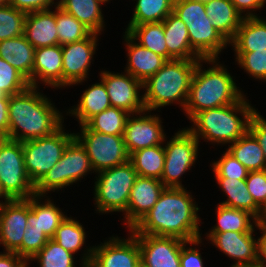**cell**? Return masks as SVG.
Returning a JSON list of instances; mask_svg holds the SVG:
<instances>
[{
	"mask_svg": "<svg viewBox=\"0 0 266 267\" xmlns=\"http://www.w3.org/2000/svg\"><path fill=\"white\" fill-rule=\"evenodd\" d=\"M5 139H6V136L0 133V145L4 142Z\"/></svg>",
	"mask_w": 266,
	"mask_h": 267,
	"instance_id": "cell-57",
	"label": "cell"
},
{
	"mask_svg": "<svg viewBox=\"0 0 266 267\" xmlns=\"http://www.w3.org/2000/svg\"><path fill=\"white\" fill-rule=\"evenodd\" d=\"M128 51V65L125 72L142 84L154 75L167 60L136 42L126 31L124 35Z\"/></svg>",
	"mask_w": 266,
	"mask_h": 267,
	"instance_id": "cell-22",
	"label": "cell"
},
{
	"mask_svg": "<svg viewBox=\"0 0 266 267\" xmlns=\"http://www.w3.org/2000/svg\"><path fill=\"white\" fill-rule=\"evenodd\" d=\"M168 60H201L191 48L186 23L171 12L163 21Z\"/></svg>",
	"mask_w": 266,
	"mask_h": 267,
	"instance_id": "cell-25",
	"label": "cell"
},
{
	"mask_svg": "<svg viewBox=\"0 0 266 267\" xmlns=\"http://www.w3.org/2000/svg\"><path fill=\"white\" fill-rule=\"evenodd\" d=\"M237 65L255 79L266 81V49L253 52H235Z\"/></svg>",
	"mask_w": 266,
	"mask_h": 267,
	"instance_id": "cell-43",
	"label": "cell"
},
{
	"mask_svg": "<svg viewBox=\"0 0 266 267\" xmlns=\"http://www.w3.org/2000/svg\"><path fill=\"white\" fill-rule=\"evenodd\" d=\"M0 57L19 70L32 87L35 47L24 35L0 41Z\"/></svg>",
	"mask_w": 266,
	"mask_h": 267,
	"instance_id": "cell-26",
	"label": "cell"
},
{
	"mask_svg": "<svg viewBox=\"0 0 266 267\" xmlns=\"http://www.w3.org/2000/svg\"><path fill=\"white\" fill-rule=\"evenodd\" d=\"M26 13L8 4L0 8V41L23 35Z\"/></svg>",
	"mask_w": 266,
	"mask_h": 267,
	"instance_id": "cell-41",
	"label": "cell"
},
{
	"mask_svg": "<svg viewBox=\"0 0 266 267\" xmlns=\"http://www.w3.org/2000/svg\"><path fill=\"white\" fill-rule=\"evenodd\" d=\"M81 134L74 133V138L85 149L96 173L129 160L123 135H107L92 131L86 124L80 126Z\"/></svg>",
	"mask_w": 266,
	"mask_h": 267,
	"instance_id": "cell-11",
	"label": "cell"
},
{
	"mask_svg": "<svg viewBox=\"0 0 266 267\" xmlns=\"http://www.w3.org/2000/svg\"><path fill=\"white\" fill-rule=\"evenodd\" d=\"M110 106L111 103L106 88L104 83L100 81L83 91L79 104L68 112L78 119L79 126H81Z\"/></svg>",
	"mask_w": 266,
	"mask_h": 267,
	"instance_id": "cell-30",
	"label": "cell"
},
{
	"mask_svg": "<svg viewBox=\"0 0 266 267\" xmlns=\"http://www.w3.org/2000/svg\"><path fill=\"white\" fill-rule=\"evenodd\" d=\"M191 192L185 188L165 187L144 218L129 232L176 237L184 241L201 238L198 211Z\"/></svg>",
	"mask_w": 266,
	"mask_h": 267,
	"instance_id": "cell-1",
	"label": "cell"
},
{
	"mask_svg": "<svg viewBox=\"0 0 266 267\" xmlns=\"http://www.w3.org/2000/svg\"><path fill=\"white\" fill-rule=\"evenodd\" d=\"M9 4L15 7L17 10L23 11L26 14L36 11L49 10L53 5H57L58 2L54 0H9Z\"/></svg>",
	"mask_w": 266,
	"mask_h": 267,
	"instance_id": "cell-49",
	"label": "cell"
},
{
	"mask_svg": "<svg viewBox=\"0 0 266 267\" xmlns=\"http://www.w3.org/2000/svg\"><path fill=\"white\" fill-rule=\"evenodd\" d=\"M149 111L130 114L127 118L123 139L129 155L137 150L166 143L163 122L159 115H146ZM146 113V114H145ZM139 117H138V116ZM142 115V116H141Z\"/></svg>",
	"mask_w": 266,
	"mask_h": 267,
	"instance_id": "cell-16",
	"label": "cell"
},
{
	"mask_svg": "<svg viewBox=\"0 0 266 267\" xmlns=\"http://www.w3.org/2000/svg\"><path fill=\"white\" fill-rule=\"evenodd\" d=\"M235 6L236 10L244 17H258L257 14H253L252 12L257 10H261L264 7L266 0H230ZM253 10V11H252Z\"/></svg>",
	"mask_w": 266,
	"mask_h": 267,
	"instance_id": "cell-50",
	"label": "cell"
},
{
	"mask_svg": "<svg viewBox=\"0 0 266 267\" xmlns=\"http://www.w3.org/2000/svg\"><path fill=\"white\" fill-rule=\"evenodd\" d=\"M256 228L260 230L257 238V263L258 267H266V221L257 220Z\"/></svg>",
	"mask_w": 266,
	"mask_h": 267,
	"instance_id": "cell-51",
	"label": "cell"
},
{
	"mask_svg": "<svg viewBox=\"0 0 266 267\" xmlns=\"http://www.w3.org/2000/svg\"><path fill=\"white\" fill-rule=\"evenodd\" d=\"M197 1H201V2H207V1H210V0H197Z\"/></svg>",
	"mask_w": 266,
	"mask_h": 267,
	"instance_id": "cell-59",
	"label": "cell"
},
{
	"mask_svg": "<svg viewBox=\"0 0 266 267\" xmlns=\"http://www.w3.org/2000/svg\"><path fill=\"white\" fill-rule=\"evenodd\" d=\"M58 44L65 45L87 38L92 32L72 15L56 6Z\"/></svg>",
	"mask_w": 266,
	"mask_h": 267,
	"instance_id": "cell-38",
	"label": "cell"
},
{
	"mask_svg": "<svg viewBox=\"0 0 266 267\" xmlns=\"http://www.w3.org/2000/svg\"><path fill=\"white\" fill-rule=\"evenodd\" d=\"M27 227V199L4 200L0 206V244L5 252H15Z\"/></svg>",
	"mask_w": 266,
	"mask_h": 267,
	"instance_id": "cell-18",
	"label": "cell"
},
{
	"mask_svg": "<svg viewBox=\"0 0 266 267\" xmlns=\"http://www.w3.org/2000/svg\"><path fill=\"white\" fill-rule=\"evenodd\" d=\"M202 243V238H198L192 241H185L182 244L181 255H180V267H204V262L201 257V253L198 251L199 249L187 247L186 245L191 244L194 246H198V244Z\"/></svg>",
	"mask_w": 266,
	"mask_h": 267,
	"instance_id": "cell-47",
	"label": "cell"
},
{
	"mask_svg": "<svg viewBox=\"0 0 266 267\" xmlns=\"http://www.w3.org/2000/svg\"><path fill=\"white\" fill-rule=\"evenodd\" d=\"M248 171H262L266 169L263 150L256 138L247 131L226 149Z\"/></svg>",
	"mask_w": 266,
	"mask_h": 267,
	"instance_id": "cell-32",
	"label": "cell"
},
{
	"mask_svg": "<svg viewBox=\"0 0 266 267\" xmlns=\"http://www.w3.org/2000/svg\"><path fill=\"white\" fill-rule=\"evenodd\" d=\"M105 0H60L57 6L84 24L92 33L101 34L104 16L101 5Z\"/></svg>",
	"mask_w": 266,
	"mask_h": 267,
	"instance_id": "cell-29",
	"label": "cell"
},
{
	"mask_svg": "<svg viewBox=\"0 0 266 267\" xmlns=\"http://www.w3.org/2000/svg\"><path fill=\"white\" fill-rule=\"evenodd\" d=\"M253 233L226 231L206 233V237L212 242L211 244L234 260L235 263L232 265H256L257 240Z\"/></svg>",
	"mask_w": 266,
	"mask_h": 267,
	"instance_id": "cell-20",
	"label": "cell"
},
{
	"mask_svg": "<svg viewBox=\"0 0 266 267\" xmlns=\"http://www.w3.org/2000/svg\"><path fill=\"white\" fill-rule=\"evenodd\" d=\"M247 101L244 95L237 103L200 111L187 129L198 140L203 138L218 145L234 143L249 130L250 119L257 111Z\"/></svg>",
	"mask_w": 266,
	"mask_h": 267,
	"instance_id": "cell-4",
	"label": "cell"
},
{
	"mask_svg": "<svg viewBox=\"0 0 266 267\" xmlns=\"http://www.w3.org/2000/svg\"><path fill=\"white\" fill-rule=\"evenodd\" d=\"M217 224L210 233H223L226 231L255 232L257 219L247 211L229 208L218 204L216 207ZM251 219L253 222H251Z\"/></svg>",
	"mask_w": 266,
	"mask_h": 267,
	"instance_id": "cell-34",
	"label": "cell"
},
{
	"mask_svg": "<svg viewBox=\"0 0 266 267\" xmlns=\"http://www.w3.org/2000/svg\"><path fill=\"white\" fill-rule=\"evenodd\" d=\"M129 161L138 176L160 180L165 165L164 146L159 144L137 150L129 155Z\"/></svg>",
	"mask_w": 266,
	"mask_h": 267,
	"instance_id": "cell-33",
	"label": "cell"
},
{
	"mask_svg": "<svg viewBox=\"0 0 266 267\" xmlns=\"http://www.w3.org/2000/svg\"><path fill=\"white\" fill-rule=\"evenodd\" d=\"M56 6L53 11L49 9L26 14L23 35L35 49L58 45Z\"/></svg>",
	"mask_w": 266,
	"mask_h": 267,
	"instance_id": "cell-23",
	"label": "cell"
},
{
	"mask_svg": "<svg viewBox=\"0 0 266 267\" xmlns=\"http://www.w3.org/2000/svg\"><path fill=\"white\" fill-rule=\"evenodd\" d=\"M199 60H168L143 83V103L149 113L171 104L187 103L191 81Z\"/></svg>",
	"mask_w": 266,
	"mask_h": 267,
	"instance_id": "cell-5",
	"label": "cell"
},
{
	"mask_svg": "<svg viewBox=\"0 0 266 267\" xmlns=\"http://www.w3.org/2000/svg\"><path fill=\"white\" fill-rule=\"evenodd\" d=\"M9 4V0H0V8Z\"/></svg>",
	"mask_w": 266,
	"mask_h": 267,
	"instance_id": "cell-55",
	"label": "cell"
},
{
	"mask_svg": "<svg viewBox=\"0 0 266 267\" xmlns=\"http://www.w3.org/2000/svg\"><path fill=\"white\" fill-rule=\"evenodd\" d=\"M129 115L130 113L123 109L110 106L92 117L86 125L95 132L107 135H123Z\"/></svg>",
	"mask_w": 266,
	"mask_h": 267,
	"instance_id": "cell-37",
	"label": "cell"
},
{
	"mask_svg": "<svg viewBox=\"0 0 266 267\" xmlns=\"http://www.w3.org/2000/svg\"><path fill=\"white\" fill-rule=\"evenodd\" d=\"M216 183L227 195V200L220 202V205L244 210L252 214L257 220H260L261 208L255 203L250 194L246 180H237L233 178H215Z\"/></svg>",
	"mask_w": 266,
	"mask_h": 267,
	"instance_id": "cell-31",
	"label": "cell"
},
{
	"mask_svg": "<svg viewBox=\"0 0 266 267\" xmlns=\"http://www.w3.org/2000/svg\"><path fill=\"white\" fill-rule=\"evenodd\" d=\"M74 254L65 250L53 239H49L46 245L30 261H37L39 267H76Z\"/></svg>",
	"mask_w": 266,
	"mask_h": 267,
	"instance_id": "cell-40",
	"label": "cell"
},
{
	"mask_svg": "<svg viewBox=\"0 0 266 267\" xmlns=\"http://www.w3.org/2000/svg\"><path fill=\"white\" fill-rule=\"evenodd\" d=\"M29 87L28 79L0 57V92L3 95L11 96L19 94Z\"/></svg>",
	"mask_w": 266,
	"mask_h": 267,
	"instance_id": "cell-42",
	"label": "cell"
},
{
	"mask_svg": "<svg viewBox=\"0 0 266 267\" xmlns=\"http://www.w3.org/2000/svg\"><path fill=\"white\" fill-rule=\"evenodd\" d=\"M128 26L162 22L174 8V0H135Z\"/></svg>",
	"mask_w": 266,
	"mask_h": 267,
	"instance_id": "cell-36",
	"label": "cell"
},
{
	"mask_svg": "<svg viewBox=\"0 0 266 267\" xmlns=\"http://www.w3.org/2000/svg\"><path fill=\"white\" fill-rule=\"evenodd\" d=\"M128 238L110 237L109 240L87 248L81 267H138L140 249L137 238L131 233Z\"/></svg>",
	"mask_w": 266,
	"mask_h": 267,
	"instance_id": "cell-13",
	"label": "cell"
},
{
	"mask_svg": "<svg viewBox=\"0 0 266 267\" xmlns=\"http://www.w3.org/2000/svg\"><path fill=\"white\" fill-rule=\"evenodd\" d=\"M140 249V262L144 267H180L182 244L176 237L133 234Z\"/></svg>",
	"mask_w": 266,
	"mask_h": 267,
	"instance_id": "cell-17",
	"label": "cell"
},
{
	"mask_svg": "<svg viewBox=\"0 0 266 267\" xmlns=\"http://www.w3.org/2000/svg\"><path fill=\"white\" fill-rule=\"evenodd\" d=\"M45 195H36L27 199V225L43 230L44 234L52 239L56 229L67 217L50 198L41 201ZM40 201V202H39ZM42 202V203H41Z\"/></svg>",
	"mask_w": 266,
	"mask_h": 267,
	"instance_id": "cell-24",
	"label": "cell"
},
{
	"mask_svg": "<svg viewBox=\"0 0 266 267\" xmlns=\"http://www.w3.org/2000/svg\"><path fill=\"white\" fill-rule=\"evenodd\" d=\"M230 267H258L257 265H231Z\"/></svg>",
	"mask_w": 266,
	"mask_h": 267,
	"instance_id": "cell-56",
	"label": "cell"
},
{
	"mask_svg": "<svg viewBox=\"0 0 266 267\" xmlns=\"http://www.w3.org/2000/svg\"><path fill=\"white\" fill-rule=\"evenodd\" d=\"M207 17L214 28L230 42L244 18L230 0H210L205 2Z\"/></svg>",
	"mask_w": 266,
	"mask_h": 267,
	"instance_id": "cell-27",
	"label": "cell"
},
{
	"mask_svg": "<svg viewBox=\"0 0 266 267\" xmlns=\"http://www.w3.org/2000/svg\"><path fill=\"white\" fill-rule=\"evenodd\" d=\"M0 267H30L28 263L15 252H0Z\"/></svg>",
	"mask_w": 266,
	"mask_h": 267,
	"instance_id": "cell-52",
	"label": "cell"
},
{
	"mask_svg": "<svg viewBox=\"0 0 266 267\" xmlns=\"http://www.w3.org/2000/svg\"><path fill=\"white\" fill-rule=\"evenodd\" d=\"M165 186L155 178L137 176L130 191L125 224L133 229L149 212L159 199Z\"/></svg>",
	"mask_w": 266,
	"mask_h": 267,
	"instance_id": "cell-19",
	"label": "cell"
},
{
	"mask_svg": "<svg viewBox=\"0 0 266 267\" xmlns=\"http://www.w3.org/2000/svg\"><path fill=\"white\" fill-rule=\"evenodd\" d=\"M235 52L266 49V19L244 17L234 38L229 42Z\"/></svg>",
	"mask_w": 266,
	"mask_h": 267,
	"instance_id": "cell-28",
	"label": "cell"
},
{
	"mask_svg": "<svg viewBox=\"0 0 266 267\" xmlns=\"http://www.w3.org/2000/svg\"><path fill=\"white\" fill-rule=\"evenodd\" d=\"M257 140L259 146L263 150L266 162V119L259 112H255L249 122L248 130Z\"/></svg>",
	"mask_w": 266,
	"mask_h": 267,
	"instance_id": "cell-48",
	"label": "cell"
},
{
	"mask_svg": "<svg viewBox=\"0 0 266 267\" xmlns=\"http://www.w3.org/2000/svg\"><path fill=\"white\" fill-rule=\"evenodd\" d=\"M94 185L96 211L99 213H126L130 191L134 185L137 172L127 162L98 172Z\"/></svg>",
	"mask_w": 266,
	"mask_h": 267,
	"instance_id": "cell-7",
	"label": "cell"
},
{
	"mask_svg": "<svg viewBox=\"0 0 266 267\" xmlns=\"http://www.w3.org/2000/svg\"><path fill=\"white\" fill-rule=\"evenodd\" d=\"M8 104H9V96L4 95L0 96V133L8 137Z\"/></svg>",
	"mask_w": 266,
	"mask_h": 267,
	"instance_id": "cell-53",
	"label": "cell"
},
{
	"mask_svg": "<svg viewBox=\"0 0 266 267\" xmlns=\"http://www.w3.org/2000/svg\"><path fill=\"white\" fill-rule=\"evenodd\" d=\"M52 239L65 250L75 254L84 246L86 233L84 227L78 220L72 219V217H66L56 229Z\"/></svg>",
	"mask_w": 266,
	"mask_h": 267,
	"instance_id": "cell-39",
	"label": "cell"
},
{
	"mask_svg": "<svg viewBox=\"0 0 266 267\" xmlns=\"http://www.w3.org/2000/svg\"><path fill=\"white\" fill-rule=\"evenodd\" d=\"M62 46L53 45L35 49L32 70V87L38 88L40 80L52 88L63 87Z\"/></svg>",
	"mask_w": 266,
	"mask_h": 267,
	"instance_id": "cell-21",
	"label": "cell"
},
{
	"mask_svg": "<svg viewBox=\"0 0 266 267\" xmlns=\"http://www.w3.org/2000/svg\"><path fill=\"white\" fill-rule=\"evenodd\" d=\"M0 198L2 199H4V200H7L5 197H4V195L1 193V191H0ZM4 202L2 201H0V206L3 204Z\"/></svg>",
	"mask_w": 266,
	"mask_h": 267,
	"instance_id": "cell-58",
	"label": "cell"
},
{
	"mask_svg": "<svg viewBox=\"0 0 266 267\" xmlns=\"http://www.w3.org/2000/svg\"><path fill=\"white\" fill-rule=\"evenodd\" d=\"M35 185L27 174L22 142L5 139L0 145V191L7 200L28 199Z\"/></svg>",
	"mask_w": 266,
	"mask_h": 267,
	"instance_id": "cell-10",
	"label": "cell"
},
{
	"mask_svg": "<svg viewBox=\"0 0 266 267\" xmlns=\"http://www.w3.org/2000/svg\"><path fill=\"white\" fill-rule=\"evenodd\" d=\"M172 137L164 146L165 165L160 181L165 187L184 188L180 179L194 166L200 140L186 128L179 130Z\"/></svg>",
	"mask_w": 266,
	"mask_h": 267,
	"instance_id": "cell-12",
	"label": "cell"
},
{
	"mask_svg": "<svg viewBox=\"0 0 266 267\" xmlns=\"http://www.w3.org/2000/svg\"><path fill=\"white\" fill-rule=\"evenodd\" d=\"M246 185L255 203L262 208L266 203V169L249 171Z\"/></svg>",
	"mask_w": 266,
	"mask_h": 267,
	"instance_id": "cell-46",
	"label": "cell"
},
{
	"mask_svg": "<svg viewBox=\"0 0 266 267\" xmlns=\"http://www.w3.org/2000/svg\"><path fill=\"white\" fill-rule=\"evenodd\" d=\"M64 129L62 125L51 135L22 142L25 168L34 185L60 160L74 139V133H66Z\"/></svg>",
	"mask_w": 266,
	"mask_h": 267,
	"instance_id": "cell-9",
	"label": "cell"
},
{
	"mask_svg": "<svg viewBox=\"0 0 266 267\" xmlns=\"http://www.w3.org/2000/svg\"><path fill=\"white\" fill-rule=\"evenodd\" d=\"M37 89L40 90L30 86L9 96L7 139L19 142L38 139L53 134L63 125V114Z\"/></svg>",
	"mask_w": 266,
	"mask_h": 267,
	"instance_id": "cell-2",
	"label": "cell"
},
{
	"mask_svg": "<svg viewBox=\"0 0 266 267\" xmlns=\"http://www.w3.org/2000/svg\"><path fill=\"white\" fill-rule=\"evenodd\" d=\"M49 238L44 234L43 230H39L31 225H27L24 234L22 245L15 251L21 256L28 265L29 260L35 256L47 243Z\"/></svg>",
	"mask_w": 266,
	"mask_h": 267,
	"instance_id": "cell-44",
	"label": "cell"
},
{
	"mask_svg": "<svg viewBox=\"0 0 266 267\" xmlns=\"http://www.w3.org/2000/svg\"><path fill=\"white\" fill-rule=\"evenodd\" d=\"M100 80L104 83L111 106L136 114L145 110L143 95L139 94L143 84L129 73L101 71Z\"/></svg>",
	"mask_w": 266,
	"mask_h": 267,
	"instance_id": "cell-15",
	"label": "cell"
},
{
	"mask_svg": "<svg viewBox=\"0 0 266 267\" xmlns=\"http://www.w3.org/2000/svg\"><path fill=\"white\" fill-rule=\"evenodd\" d=\"M173 12L186 23L191 48L202 59L219 58L218 55L229 42L207 17L205 3L197 0H174Z\"/></svg>",
	"mask_w": 266,
	"mask_h": 267,
	"instance_id": "cell-6",
	"label": "cell"
},
{
	"mask_svg": "<svg viewBox=\"0 0 266 267\" xmlns=\"http://www.w3.org/2000/svg\"><path fill=\"white\" fill-rule=\"evenodd\" d=\"M94 169L85 149L74 138L65 148L60 160L35 185L36 195L46 196L47 192H55L78 182Z\"/></svg>",
	"mask_w": 266,
	"mask_h": 267,
	"instance_id": "cell-8",
	"label": "cell"
},
{
	"mask_svg": "<svg viewBox=\"0 0 266 267\" xmlns=\"http://www.w3.org/2000/svg\"><path fill=\"white\" fill-rule=\"evenodd\" d=\"M218 60L201 59L196 66L184 108L190 120L200 111L237 103L244 96L226 66ZM202 62L213 67L202 69Z\"/></svg>",
	"mask_w": 266,
	"mask_h": 267,
	"instance_id": "cell-3",
	"label": "cell"
},
{
	"mask_svg": "<svg viewBox=\"0 0 266 267\" xmlns=\"http://www.w3.org/2000/svg\"><path fill=\"white\" fill-rule=\"evenodd\" d=\"M126 32L136 40L137 43L164 57L168 61V49L162 22L127 26Z\"/></svg>",
	"mask_w": 266,
	"mask_h": 267,
	"instance_id": "cell-35",
	"label": "cell"
},
{
	"mask_svg": "<svg viewBox=\"0 0 266 267\" xmlns=\"http://www.w3.org/2000/svg\"><path fill=\"white\" fill-rule=\"evenodd\" d=\"M212 168L215 178L246 180L249 173V171L227 150L219 160L214 161Z\"/></svg>",
	"mask_w": 266,
	"mask_h": 267,
	"instance_id": "cell-45",
	"label": "cell"
},
{
	"mask_svg": "<svg viewBox=\"0 0 266 267\" xmlns=\"http://www.w3.org/2000/svg\"><path fill=\"white\" fill-rule=\"evenodd\" d=\"M98 35L100 34L91 33L81 41L62 45L64 87L81 84L87 80L97 49Z\"/></svg>",
	"mask_w": 266,
	"mask_h": 267,
	"instance_id": "cell-14",
	"label": "cell"
},
{
	"mask_svg": "<svg viewBox=\"0 0 266 267\" xmlns=\"http://www.w3.org/2000/svg\"><path fill=\"white\" fill-rule=\"evenodd\" d=\"M260 220H261V221H266V203H265V205L261 208Z\"/></svg>",
	"mask_w": 266,
	"mask_h": 267,
	"instance_id": "cell-54",
	"label": "cell"
}]
</instances>
